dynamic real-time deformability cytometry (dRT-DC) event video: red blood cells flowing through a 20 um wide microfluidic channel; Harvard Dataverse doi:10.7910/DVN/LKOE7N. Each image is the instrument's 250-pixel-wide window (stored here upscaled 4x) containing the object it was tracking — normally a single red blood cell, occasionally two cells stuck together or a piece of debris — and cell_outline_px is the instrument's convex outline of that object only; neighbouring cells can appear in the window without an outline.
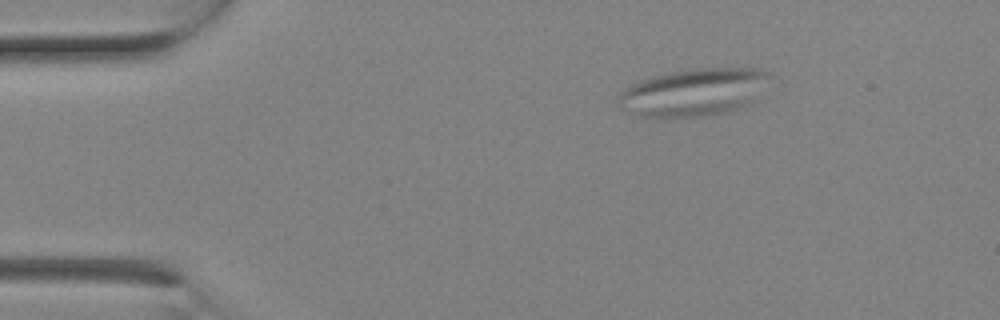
{"species": "Egyptian fruit bat (a non-hibernating species)", "species_latin": "Rousettus aegyptiacus", "temperature_condition": "room temperature", "stored_images_in_passage": 3, "camera_frame_rate_fps": 3000, "um_per_image_px": 0.085, "animal": {"sex": "female"}, "frame": {"image": 1, "passage_image": 2, "time_ms": 0.333, "image_size_px": [1000, 320], "cell_outline_px": [[768, 76], [748, 100], [744, 104], [728, 112], [712, 116], [644, 116], [620, 108], [620, 92], [624, 88], [640, 80], [688, 68], [756, 68], [768, 72]], "centroid_in_image_um": [58.87, 7.82], "position_along_channel_um": 26.1, "area_um2": 40.29}}